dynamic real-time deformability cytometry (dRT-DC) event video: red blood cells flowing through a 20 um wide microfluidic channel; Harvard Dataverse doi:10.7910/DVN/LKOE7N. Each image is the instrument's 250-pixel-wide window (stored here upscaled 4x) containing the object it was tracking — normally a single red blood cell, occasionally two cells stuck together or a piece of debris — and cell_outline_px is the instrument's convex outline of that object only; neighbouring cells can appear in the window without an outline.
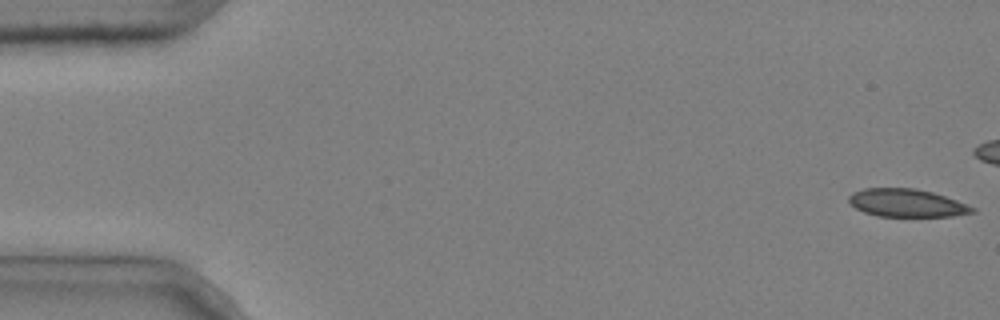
{"species": "common noctule bat (a hibernating species)", "species_latin": "Nyctalus noctula", "temperature_condition": "cold", "stored_images_in_passage": 44, "camera_frame_rate_fps": 3000, "um_per_image_px": 0.085, "animal": {"sex": "male", "body_mass_g": 20.4}, "frame": {"image": 1, "passage_image": 1, "time_ms": 0.0, "image_size_px": [1000, 320], "cell_outline_px": [[976, 212], [952, 216], [876, 216], [864, 212], [856, 208], [848, 200], [848, 196], [852, 192], [864, 188], [916, 188], [932, 192], [956, 200], [976, 208]], "centroid_in_image_um": [77.06, 17.25], "position_along_channel_um": 7.9, "area_um2": 20.06}}
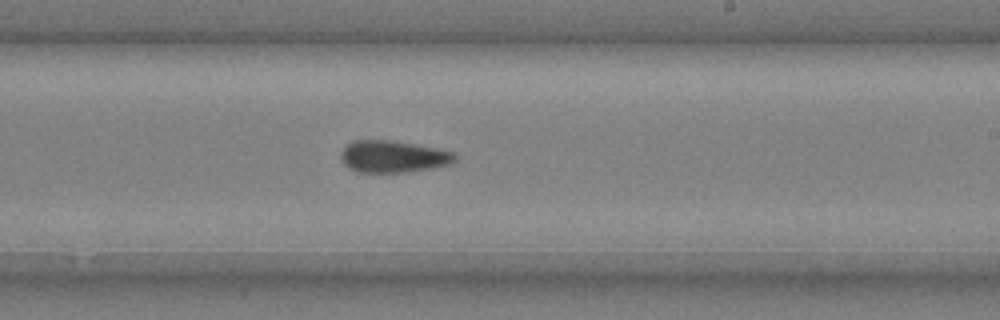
{"frame": {"image": 2, "passage_image": 32, "time_ms": 10.333, "image_size_px": [1000, 320], "cell_outline_px": [[456, 160], [452, 164], [432, 168], [408, 172], [356, 172], [348, 168], [340, 160], [340, 152], [352, 140], [392, 140], [440, 148], [452, 152], [456, 156]], "centroid_in_image_um": [33.41, 13.3], "position_along_channel_um": 255.6, "area_um2": 21.56}}
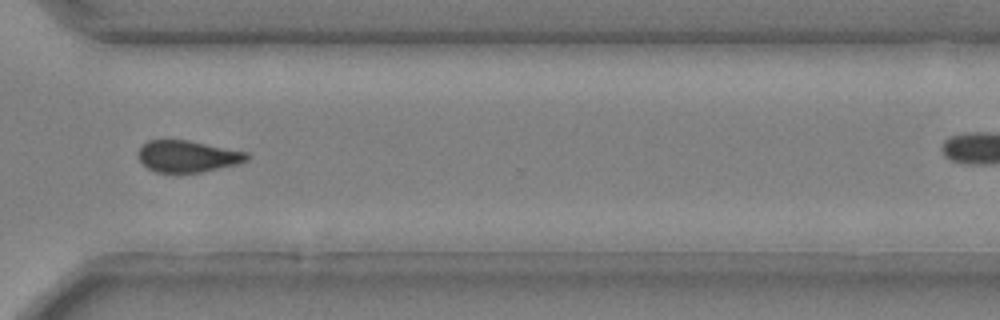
{"frame": {"image": 3, "passage_image": 40, "time_ms": 13.0, "image_size_px": [1000, 320], "cell_outline_px": [[252, 156], [248, 160], [236, 164], [200, 172], [156, 172], [148, 168], [140, 160], [140, 148], [148, 140], [188, 140], [248, 152]], "centroid_in_image_um": [16.0, 13.28], "position_along_channel_um": 354.6, "area_um2": 19.77}}